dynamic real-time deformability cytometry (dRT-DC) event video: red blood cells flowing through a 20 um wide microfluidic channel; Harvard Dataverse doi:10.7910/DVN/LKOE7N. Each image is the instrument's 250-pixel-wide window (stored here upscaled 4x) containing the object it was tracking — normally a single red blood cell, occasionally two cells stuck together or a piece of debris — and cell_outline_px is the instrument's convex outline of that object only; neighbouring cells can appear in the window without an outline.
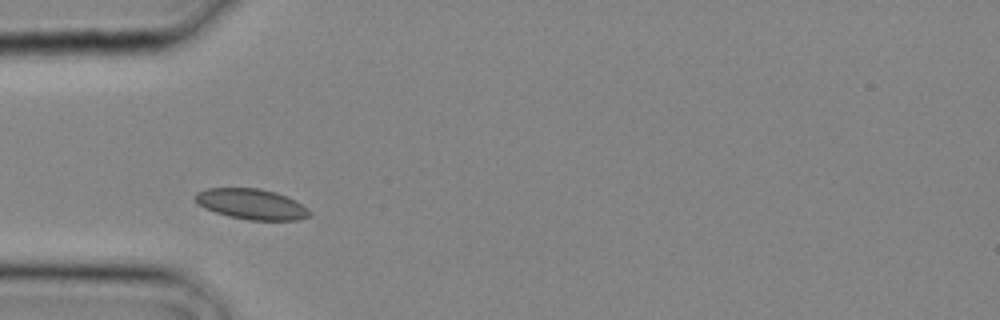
{"species": "common noctule bat (a hibernating species)", "species_latin": "Nyctalus noctula", "temperature_condition": "cold", "stored_images_in_passage": 21, "camera_frame_rate_fps": 3000, "um_per_image_px": 0.085, "animal": {"sex": "male", "body_mass_g": 20.4}, "frame": {"image": 1, "passage_image": 1, "time_ms": 0.0, "image_size_px": [1000, 320], "cell_outline_px": [[312, 212], [308, 216], [296, 220], [248, 220], [228, 216], [204, 208], [192, 196], [196, 192], [208, 188], [260, 188], [276, 192], [288, 196], [296, 200], [308, 208]], "centroid_in_image_um": [21.39, 17.34], "position_along_channel_um": 63.6, "area_um2": 20.46}}
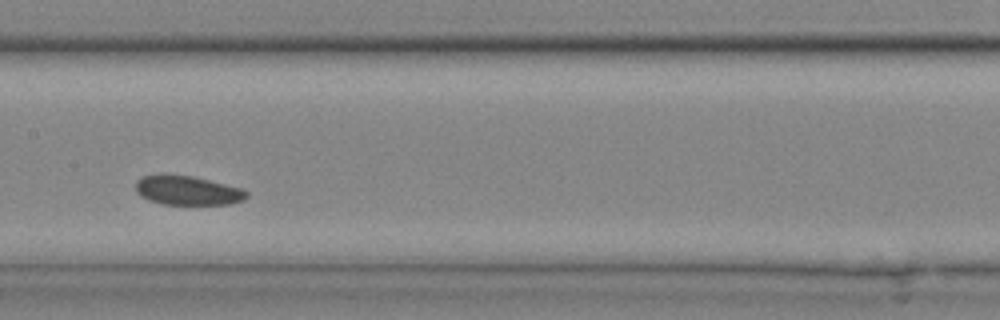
{"frame": {"image": 2, "passage_image": 7, "time_ms": 2.0, "image_size_px": [1000, 320], "cell_outline_px": [[248, 196], [244, 200], [228, 204], [160, 204], [148, 200], [140, 196], [136, 192], [136, 180], [144, 176], [160, 172], [192, 176], [244, 188], [248, 192]], "centroid_in_image_um": [15.91, 16.16], "position_along_channel_um": 191.5, "area_um2": 19.36}}
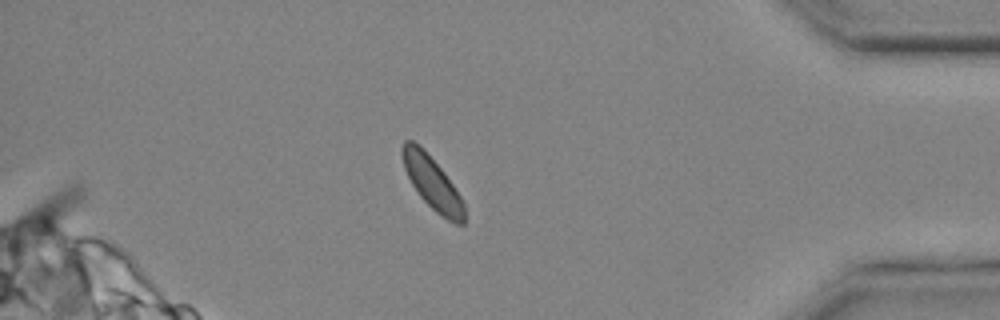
{"frame": {"image": 3, "passage_image": 18, "time_ms": 5.667, "image_size_px": [1000, 320], "cell_outline_px": [[464, 224], [456, 224], [440, 216], [420, 196], [412, 184], [404, 168], [400, 156], [400, 148], [404, 140], [412, 140], [420, 144], [424, 148], [444, 172], [460, 196], [464, 204]], "centroid_in_image_um": [36.7, 15.49], "position_along_channel_um": 398.5, "area_um2": 19.13}}